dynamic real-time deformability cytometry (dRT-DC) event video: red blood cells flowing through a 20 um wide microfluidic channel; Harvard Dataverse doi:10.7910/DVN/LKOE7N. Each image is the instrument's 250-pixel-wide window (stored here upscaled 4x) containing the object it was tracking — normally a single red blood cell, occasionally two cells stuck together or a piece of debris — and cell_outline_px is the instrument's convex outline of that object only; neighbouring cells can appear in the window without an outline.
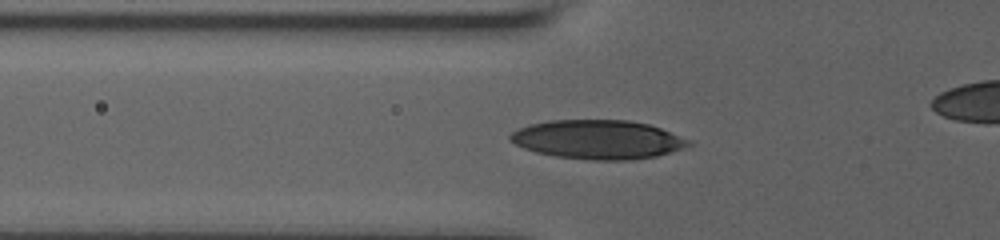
{"species": "human", "species_latin": "Homo sapiens", "temperature_condition": "room temperature", "stored_images_in_passage": 16, "camera_frame_rate_fps": 3000, "um_per_image_px": 0.085, "donor": {"sex": "male"}, "frame": {"image": 1, "passage_image": 3, "time_ms": 0.333, "image_size_px": [1000, 240], "cell_outline_px": [[692, 144], [672, 152], [656, 156], [628, 160], [588, 160], [556, 156], [536, 152], [524, 148], [508, 140], [508, 136], [512, 132], [528, 124], [548, 120], [628, 120], [648, 124], [660, 128], [692, 140]], "centroid_in_image_um": [50.81, 11.86], "position_along_channel_um": 75.0, "area_um2": 40.63}}
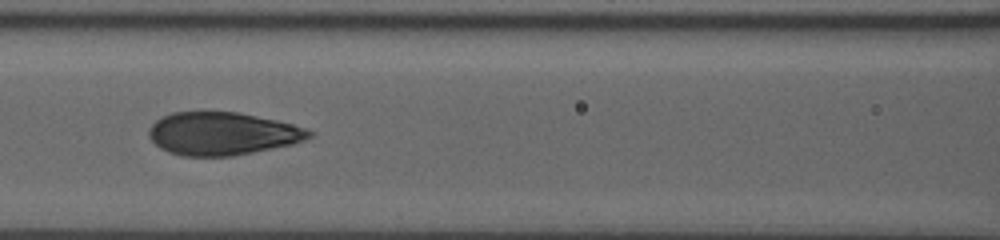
{"frame": {"image": 2, "passage_image": 12, "time_ms": 2.333, "image_size_px": [1000, 240], "cell_outline_px": [[316, 132], [312, 136], [304, 140], [292, 144], [232, 156], [180, 156], [168, 152], [160, 148], [148, 136], [148, 128], [160, 116], [172, 112], [236, 112], [276, 120], [308, 128]], "centroid_in_image_um": [18.88, 11.36], "position_along_channel_um": 147.7, "area_um2": 40.17}}
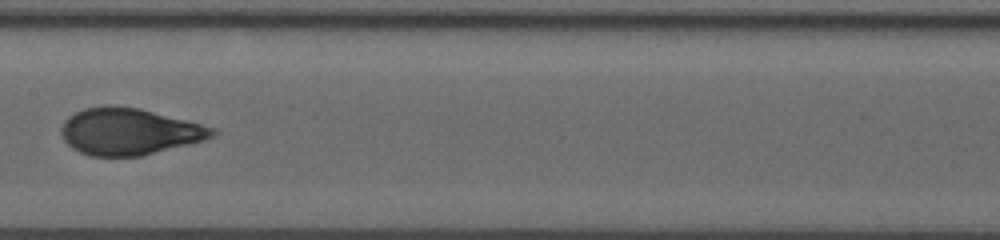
{"frame": {"image": 3, "passage_image": 15, "time_ms": 3.667, "image_size_px": [1000, 240], "cell_outline_px": [[216, 132], [212, 136], [204, 140], [140, 156], [88, 156], [72, 148], [64, 140], [60, 132], [60, 128], [64, 120], [68, 116], [84, 108], [140, 108], [216, 128]], "centroid_in_image_um": [10.95, 11.21], "position_along_channel_um": 196.4, "area_um2": 40.29}}